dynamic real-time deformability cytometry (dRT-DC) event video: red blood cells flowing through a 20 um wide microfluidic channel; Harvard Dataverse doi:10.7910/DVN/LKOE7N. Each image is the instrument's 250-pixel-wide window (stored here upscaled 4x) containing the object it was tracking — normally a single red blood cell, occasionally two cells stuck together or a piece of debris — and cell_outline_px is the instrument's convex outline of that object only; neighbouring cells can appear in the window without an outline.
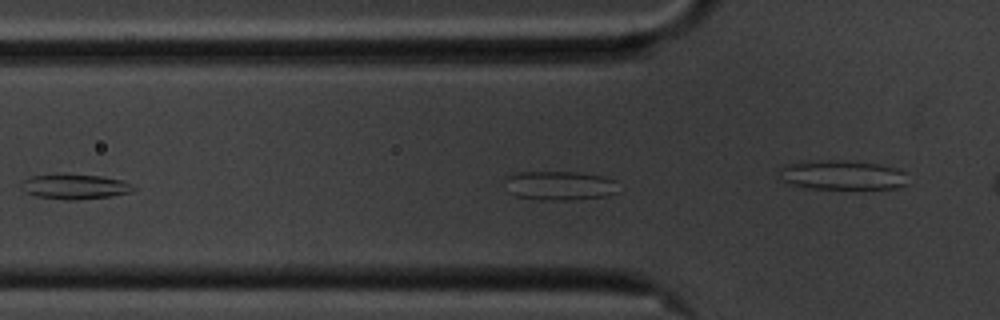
{"species": "common noctule bat (a hibernating species)", "species_latin": "Nyctalus noctula", "temperature_condition": "cold", "stored_images_in_passage": 9, "camera_frame_rate_fps": 3000, "um_per_image_px": 0.085, "animal": {"sex": "male", "body_mass_g": 20.1, "forearm_length_mm": 53.5}, "frame": {"image": 1, "passage_image": 8, "time_ms": 2.333, "image_size_px": [1000, 320], "cell_outline_px": [[136, 188], [132, 192], [112, 196], [76, 200], [68, 200], [36, 196], [24, 192], [20, 180], [32, 176], [100, 176], [120, 180], [132, 184]], "centroid_in_image_um": [6.38, 15.9], "position_along_channel_um": 119.4, "area_um2": 15.78}}